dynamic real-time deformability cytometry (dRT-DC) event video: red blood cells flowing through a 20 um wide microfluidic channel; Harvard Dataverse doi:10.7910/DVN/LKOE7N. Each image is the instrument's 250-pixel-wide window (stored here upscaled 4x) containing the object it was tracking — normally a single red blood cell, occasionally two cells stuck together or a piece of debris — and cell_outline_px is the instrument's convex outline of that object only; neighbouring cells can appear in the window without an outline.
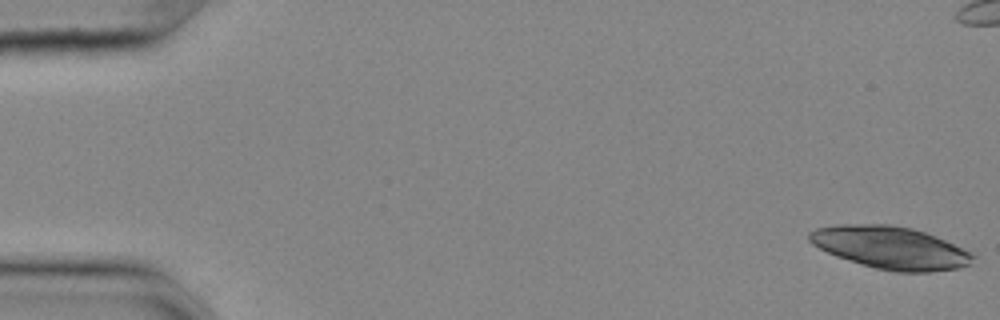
{"species": "common noctule bat (a hibernating species)", "species_latin": "Nyctalus noctula", "temperature_condition": "cold", "stored_images_in_passage": 56, "camera_frame_rate_fps": 3000, "um_per_image_px": 0.085, "animal": {"sex": "female", "body_mass_g": 25.1}, "frame": {"image": 1, "passage_image": 1, "time_ms": 0.0, "image_size_px": [1000, 320], "cell_outline_px": [[976, 256], [972, 264], [956, 268], [928, 272], [896, 272], [876, 268], [836, 256], [812, 244], [808, 240], [808, 232], [816, 228], [840, 224], [888, 224], [912, 228], [936, 236], [972, 252]], "centroid_in_image_um": [75.71, 21.04], "position_along_channel_um": 9.3, "area_um2": 40.46}}